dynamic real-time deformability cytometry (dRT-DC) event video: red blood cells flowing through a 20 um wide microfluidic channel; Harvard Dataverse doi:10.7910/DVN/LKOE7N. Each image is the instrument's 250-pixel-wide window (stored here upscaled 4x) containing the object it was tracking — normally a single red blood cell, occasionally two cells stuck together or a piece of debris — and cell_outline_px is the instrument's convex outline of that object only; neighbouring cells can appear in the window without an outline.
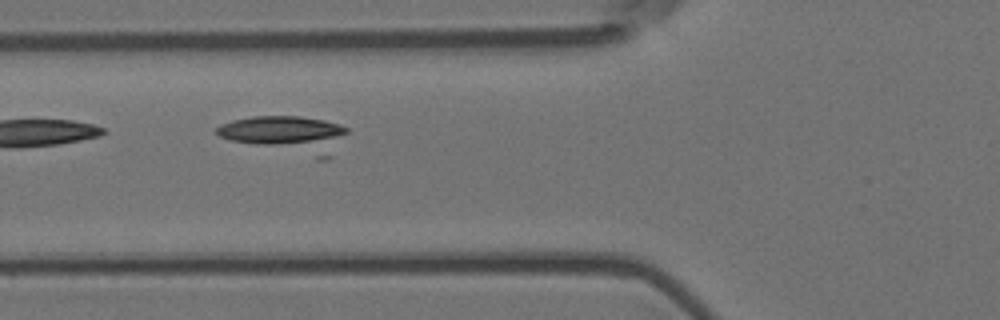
{"species": "Egyptian fruit bat (a non-hibernating species)", "species_latin": "Rousettus aegyptiacus", "temperature_condition": "room temperature", "stored_images_in_passage": 5, "camera_frame_rate_fps": 3000, "um_per_image_px": 0.085, "animal": {"sex": "female"}, "frame": {"image": 1, "passage_image": 4, "time_ms": 1.0, "image_size_px": [1000, 320], "cell_outline_px": [[348, 132], [328, 160], [316, 160], [232, 140], [220, 136], [216, 132], [216, 128], [220, 124], [232, 120], [252, 116], [300, 116], [324, 120], [340, 124], [348, 128]], "centroid_in_image_um": [24.41, 11.44], "position_along_channel_um": 101.4, "area_um2": 28.5}}